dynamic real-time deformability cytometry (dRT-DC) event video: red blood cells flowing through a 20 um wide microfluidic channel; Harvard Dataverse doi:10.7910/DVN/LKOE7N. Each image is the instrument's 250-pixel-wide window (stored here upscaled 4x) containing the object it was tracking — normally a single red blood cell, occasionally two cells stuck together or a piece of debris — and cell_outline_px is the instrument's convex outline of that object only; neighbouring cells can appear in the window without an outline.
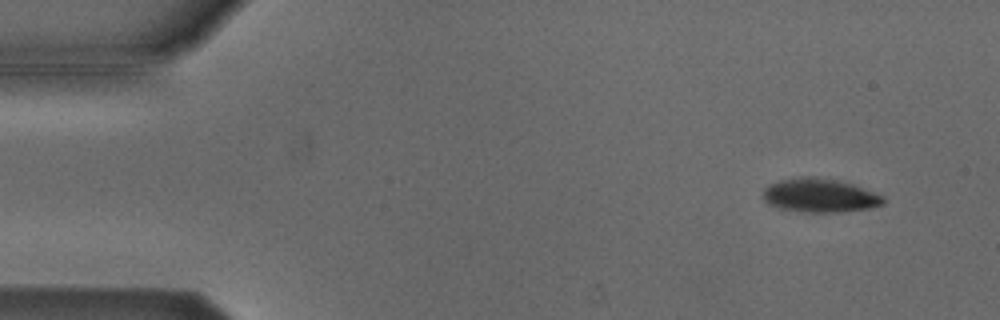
{"species": "Egyptian fruit bat (a non-hibernating species)", "species_latin": "Rousettus aegyptiacus", "temperature_condition": "cold", "stored_images_in_passage": 4, "camera_frame_rate_fps": 3000, "um_per_image_px": 0.085, "animal": {"sex": "male"}, "frame": {"image": 1, "passage_image": 1, "time_ms": 0.0, "image_size_px": [1000, 320], "cell_outline_px": [[884, 204], [872, 208], [840, 212], [808, 212], [780, 208], [768, 204], [764, 200], [764, 188], [768, 184], [780, 180], [800, 176], [816, 176], [836, 180], [852, 184], [884, 196]], "centroid_in_image_um": [69.68, 16.6], "position_along_channel_um": 15.3, "area_um2": 23.7}}
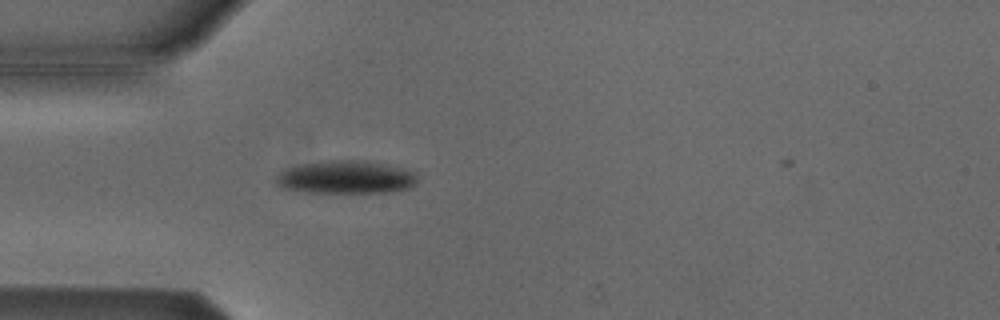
{"frame": {"image": 2, "passage_image": 4, "time_ms": 1.0, "image_size_px": [1000, 320], "cell_outline_px": [[420, 180], [412, 188], [392, 192], [304, 192], [280, 188], [276, 184], [276, 176], [280, 172], [288, 168], [304, 164], [328, 160], [364, 160], [388, 164], [416, 172]], "centroid_in_image_um": [29.47, 15.07], "position_along_channel_um": 55.5, "area_um2": 27.57}}